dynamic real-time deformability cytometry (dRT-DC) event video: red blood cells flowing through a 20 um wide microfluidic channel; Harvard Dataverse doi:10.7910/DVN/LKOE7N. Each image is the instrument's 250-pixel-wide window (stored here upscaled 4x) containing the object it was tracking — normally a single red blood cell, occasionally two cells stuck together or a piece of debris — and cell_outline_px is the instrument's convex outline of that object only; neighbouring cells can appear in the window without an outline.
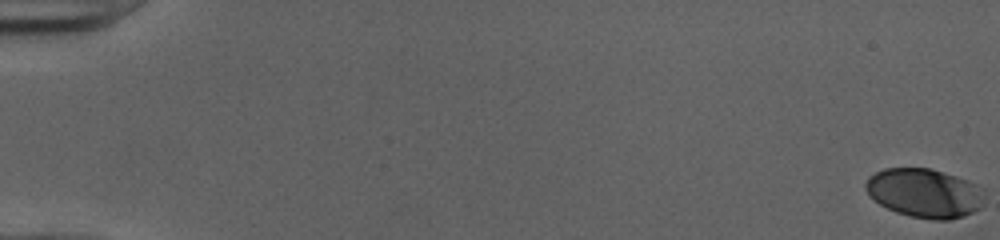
{"species": "human", "species_latin": "Homo sapiens", "temperature_condition": "cold", "stored_images_in_passage": 53, "camera_frame_rate_fps": 3000, "um_per_image_px": 0.085, "donor": {"sex": "female"}, "frame": {"image": 1, "passage_image": 1, "time_ms": 0.0, "image_size_px": [1000, 240], "cell_outline_px": [[984, 204], [980, 208], [964, 216], [948, 220], [936, 220], [912, 216], [896, 212], [880, 204], [864, 188], [864, 184], [868, 176], [884, 168], [928, 168], [956, 176], [968, 180], [984, 188]], "centroid_in_image_um": [78.62, 16.4], "position_along_channel_um": 6.4, "area_um2": 33.99}}
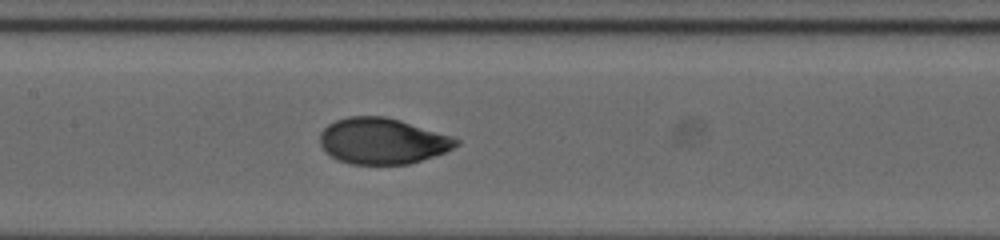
{"frame": {"image": 2, "passage_image": 28, "time_ms": 9.0, "image_size_px": [1000, 240], "cell_outline_px": [[460, 144], [444, 152], [408, 164], [352, 164], [336, 160], [324, 152], [320, 144], [320, 132], [328, 124], [336, 120], [348, 116], [384, 116], [400, 120], [460, 140]], "centroid_in_image_um": [32.43, 11.99], "position_along_channel_um": 175.0, "area_um2": 36.24}}
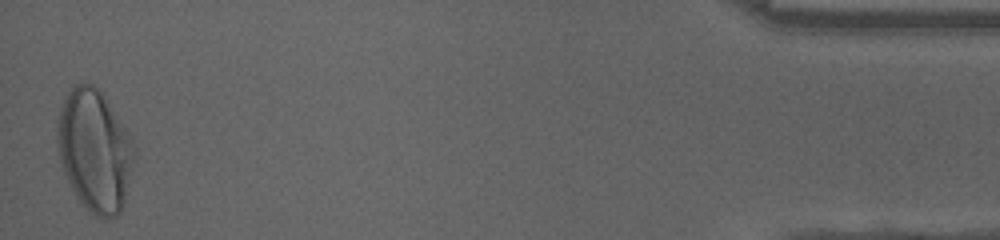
{"frame": {"image": 3, "passage_image": 53, "time_ms": 17.333, "image_size_px": [1000, 240], "cell_outline_px": [[136, 156], [124, 204], [120, 212], [116, 216], [108, 220], [104, 220], [88, 212], [80, 204], [64, 172], [60, 160], [56, 140], [56, 124], [60, 108], [64, 96], [76, 84], [92, 84], [100, 92], [132, 136]], "centroid_in_image_um": [8.05, 12.85], "position_along_channel_um": 427.1, "area_um2": 55.14}, "authors_computed_cell_mechanics": {"area_um2": 36.0094, "velocity_mm_per_s": 3.9959, "shape_relaxation_time_tau1_ms": 3.5681, "shape_relaxation_time_tau2_ms": null, "deformation_change_tau1": 0.1764, "deformation_change_tau2": null}}